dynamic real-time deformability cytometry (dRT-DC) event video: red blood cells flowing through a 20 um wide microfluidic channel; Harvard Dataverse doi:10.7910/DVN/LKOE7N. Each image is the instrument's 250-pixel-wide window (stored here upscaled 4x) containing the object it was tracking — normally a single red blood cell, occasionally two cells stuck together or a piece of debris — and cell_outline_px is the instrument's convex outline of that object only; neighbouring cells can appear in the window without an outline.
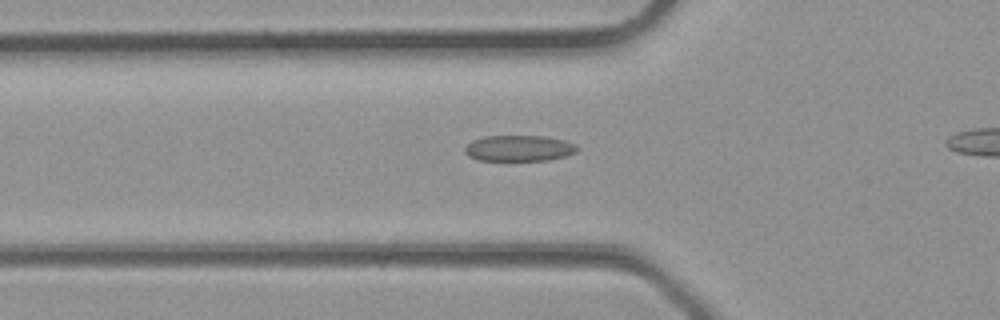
{"species": "common noctule bat (a hibernating species)", "species_latin": "Nyctalus noctula", "temperature_condition": "room temperature", "stored_images_in_passage": 12, "camera_frame_rate_fps": 3000, "um_per_image_px": 0.085, "animal": {"sex": "male", "body_mass_g": 23.1, "forearm_length_mm": 52.7}, "frame": {"image": 1, "passage_image": 2, "time_ms": 0.333, "image_size_px": [1000, 320], "cell_outline_px": [[580, 148], [576, 152], [564, 156], [548, 160], [476, 160], [468, 156], [464, 152], [464, 148], [472, 140], [484, 136], [544, 136], [564, 140], [576, 144]], "centroid_in_image_um": [44.11, 12.6], "position_along_channel_um": 81.7, "area_um2": 17.05}}
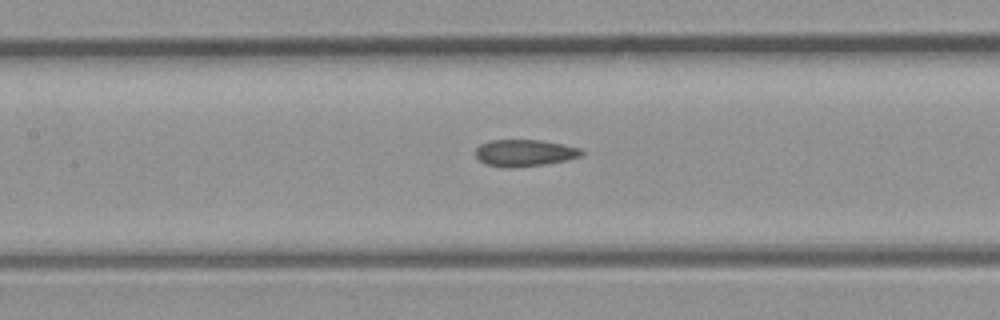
{"frame": {"image": 2, "passage_image": 6, "time_ms": 1.667, "image_size_px": [1000, 320], "cell_outline_px": [[584, 152], [580, 156], [568, 160], [544, 164], [512, 168], [504, 168], [484, 164], [476, 156], [476, 148], [480, 144], [492, 140], [540, 140], [564, 144], [580, 148]], "centroid_in_image_um": [44.58, 13.0], "position_along_channel_um": 162.8, "area_um2": 16.65}}
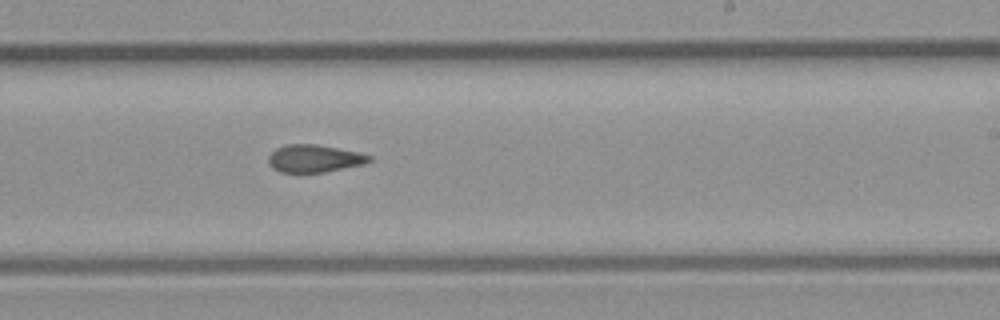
{"frame": {"image": 3, "passage_image": 11, "time_ms": 3.333, "image_size_px": [1000, 320], "cell_outline_px": [[372, 160], [364, 164], [324, 172], [280, 172], [272, 168], [268, 164], [268, 156], [276, 148], [288, 144], [316, 144], [360, 152], [372, 156]], "centroid_in_image_um": [26.72, 13.47], "position_along_channel_um": 262.3, "area_um2": 16.24}}